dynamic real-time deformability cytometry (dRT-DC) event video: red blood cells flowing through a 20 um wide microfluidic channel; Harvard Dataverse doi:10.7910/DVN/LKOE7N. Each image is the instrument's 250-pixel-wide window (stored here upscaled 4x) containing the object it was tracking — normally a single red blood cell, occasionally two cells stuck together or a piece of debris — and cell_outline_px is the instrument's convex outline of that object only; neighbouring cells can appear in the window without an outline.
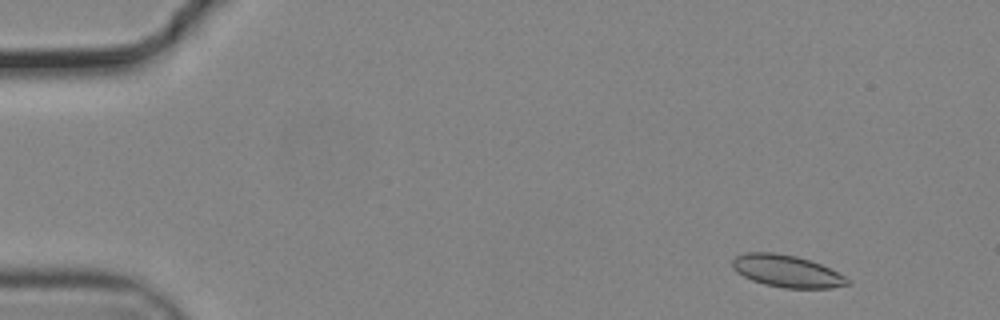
{"species": "common noctule bat (a hibernating species)", "species_latin": "Nyctalus noctula", "temperature_condition": "cold", "stored_images_in_passage": 54, "camera_frame_rate_fps": 3000, "um_per_image_px": 0.085, "animal": {"sex": "male", "body_mass_g": 19.2, "forearm_length_mm": 51.8}, "frame": {"image": 1, "passage_image": 4, "time_ms": 1.0, "image_size_px": [1000, 320], "cell_outline_px": [[852, 284], [832, 288], [784, 288], [764, 284], [752, 280], [736, 272], [732, 268], [732, 260], [736, 256], [744, 252], [776, 252], [796, 256], [820, 264], [852, 280]], "centroid_in_image_um": [66.87, 23.05], "position_along_channel_um": 18.1, "area_um2": 21.62}}
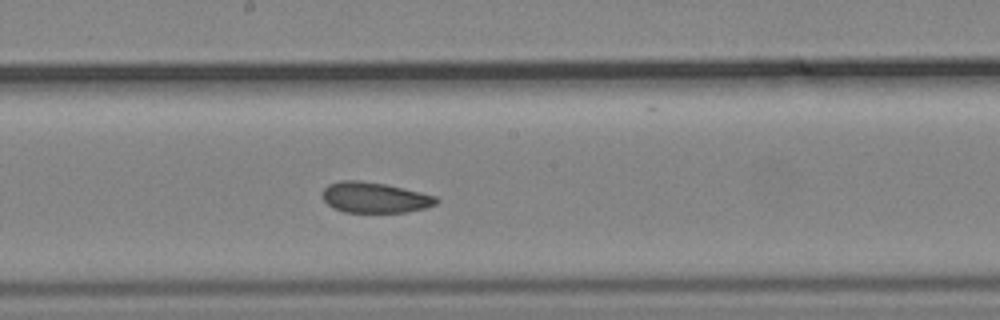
{"frame": {"image": 2, "passage_image": 29, "time_ms": 9.333, "image_size_px": [1000, 320], "cell_outline_px": [[440, 200], [436, 204], [424, 208], [408, 212], [344, 212], [332, 208], [324, 200], [324, 188], [328, 184], [340, 180], [360, 180], [384, 184], [420, 192], [436, 196]], "centroid_in_image_um": [31.85, 16.79], "position_along_channel_um": 216.4, "area_um2": 20.23}}
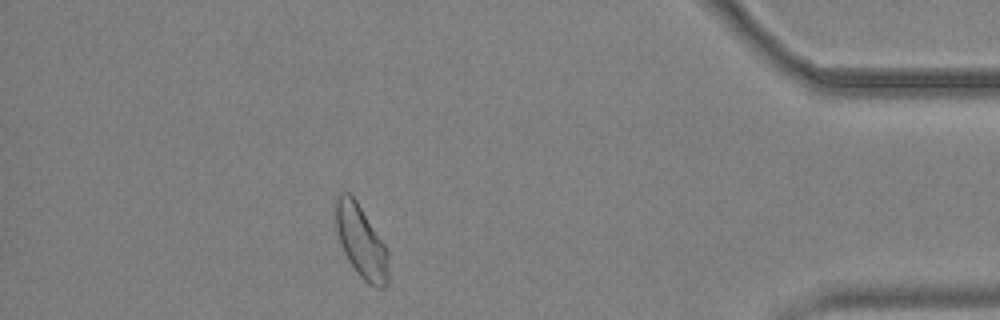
{"frame": {"image": 3, "passage_image": 48, "time_ms": 15.667, "image_size_px": [1000, 320], "cell_outline_px": [[388, 284], [384, 288], [376, 288], [368, 284], [356, 272], [348, 260], [344, 252], [336, 228], [336, 196], [340, 192], [348, 192], [356, 200], [384, 244], [388, 252]], "centroid_in_image_um": [30.71, 20.57], "position_along_channel_um": 404.5, "area_um2": 22.08}, "authors_computed_cell_mechanics": {"area_um2": 21.5305, "velocity_mm_per_s": 3.6775, "shape_relaxation_time_tau1_ms": 6.0021, "shape_relaxation_time_tau2_ms": 2.6923, "deformation_change_tau1": 0.0885, "deformation_change_tau2": 0.0743}}